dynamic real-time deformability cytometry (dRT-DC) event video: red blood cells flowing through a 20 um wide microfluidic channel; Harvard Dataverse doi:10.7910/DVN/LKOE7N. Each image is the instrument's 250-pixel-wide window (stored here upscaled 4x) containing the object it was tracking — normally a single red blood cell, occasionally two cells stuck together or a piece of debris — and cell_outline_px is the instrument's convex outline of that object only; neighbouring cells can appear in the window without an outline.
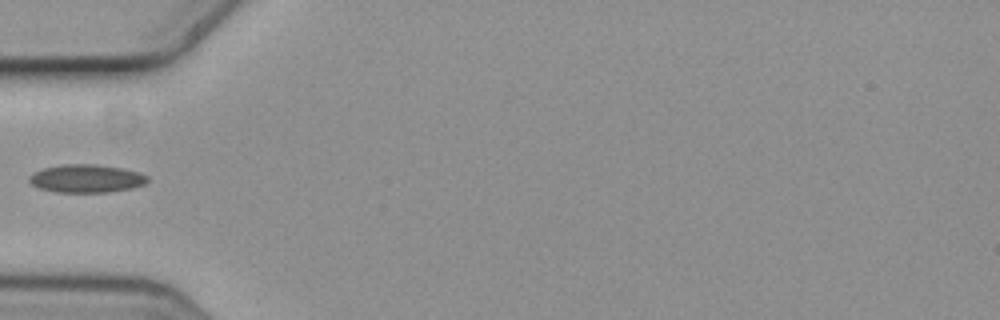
{"species": "common noctule bat (a hibernating species)", "species_latin": "Nyctalus noctula", "temperature_condition": "cold", "stored_images_in_passage": 5, "camera_frame_rate_fps": 3000, "um_per_image_px": 0.085, "animal": {"sex": "female", "body_mass_g": 19.3, "forearm_length_mm": 54.1}, "frame": {"image": 1, "passage_image": 5, "time_ms": 1.333, "image_size_px": [1000, 320], "cell_outline_px": [[148, 180], [144, 184], [132, 188], [108, 192], [56, 192], [40, 188], [32, 184], [28, 180], [28, 176], [44, 168], [64, 164], [96, 164], [120, 168], [140, 172], [148, 176]], "centroid_in_image_um": [7.35, 15.17], "position_along_channel_um": 77.6, "area_um2": 19.25}}